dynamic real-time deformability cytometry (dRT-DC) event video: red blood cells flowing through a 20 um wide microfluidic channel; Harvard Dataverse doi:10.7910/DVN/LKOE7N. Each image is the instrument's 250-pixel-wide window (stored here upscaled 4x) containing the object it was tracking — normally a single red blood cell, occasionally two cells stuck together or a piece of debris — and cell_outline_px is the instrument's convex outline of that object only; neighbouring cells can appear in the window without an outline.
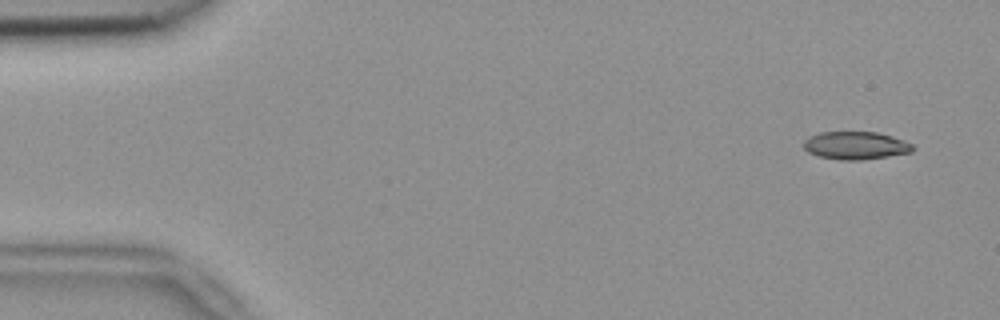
{"species": "common noctule bat (a hibernating species)", "species_latin": "Nyctalus noctula", "temperature_condition": "room temperature", "stored_images_in_passage": 53, "camera_frame_rate_fps": 3000, "um_per_image_px": 0.085, "animal": {"sex": "female", "body_mass_g": 18.4}, "frame": {"image": 1, "passage_image": 3, "time_ms": 0.667, "image_size_px": [1000, 320], "cell_outline_px": [[916, 148], [912, 152], [888, 156], [860, 160], [840, 160], [820, 156], [808, 152], [804, 148], [804, 140], [808, 136], [820, 132], [876, 132], [892, 136], [904, 140], [912, 144]], "centroid_in_image_um": [72.74, 12.36], "position_along_channel_um": 12.3, "area_um2": 17.74}}
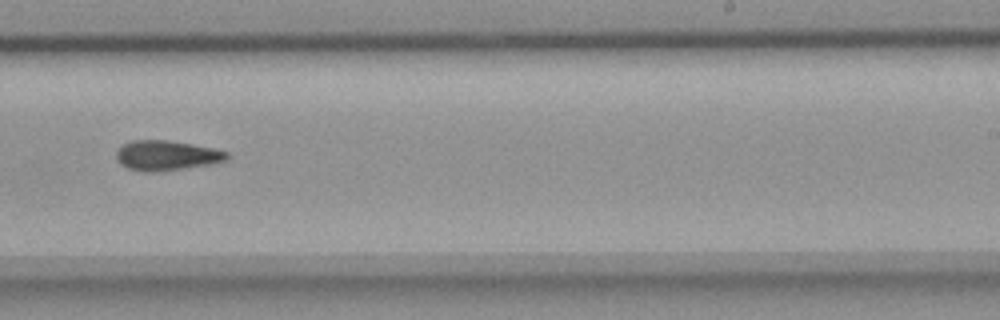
{"frame": {"image": 2, "passage_image": 33, "time_ms": 10.667, "image_size_px": [1000, 320], "cell_outline_px": [[228, 160], [212, 164], [156, 172], [144, 172], [128, 168], [120, 164], [116, 160], [116, 152], [124, 144], [132, 140], [168, 140], [192, 144], [212, 148], [228, 152]], "centroid_in_image_um": [14.15, 13.22], "position_along_channel_um": 274.9, "area_um2": 19.31}}
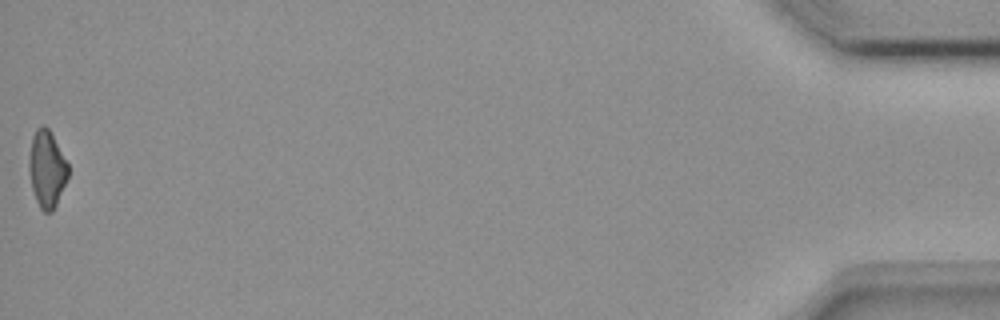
{"frame": {"image": 3, "passage_image": 53, "time_ms": 17.333, "image_size_px": [1000, 320], "cell_outline_px": [[68, 176], [56, 204], [52, 212], [44, 212], [40, 208], [36, 200], [32, 188], [28, 168], [28, 160], [32, 136], [36, 128], [44, 124], [48, 128], [68, 164]], "centroid_in_image_um": [3.96, 14.35], "position_along_channel_um": 431.2, "area_um2": 17.34}}